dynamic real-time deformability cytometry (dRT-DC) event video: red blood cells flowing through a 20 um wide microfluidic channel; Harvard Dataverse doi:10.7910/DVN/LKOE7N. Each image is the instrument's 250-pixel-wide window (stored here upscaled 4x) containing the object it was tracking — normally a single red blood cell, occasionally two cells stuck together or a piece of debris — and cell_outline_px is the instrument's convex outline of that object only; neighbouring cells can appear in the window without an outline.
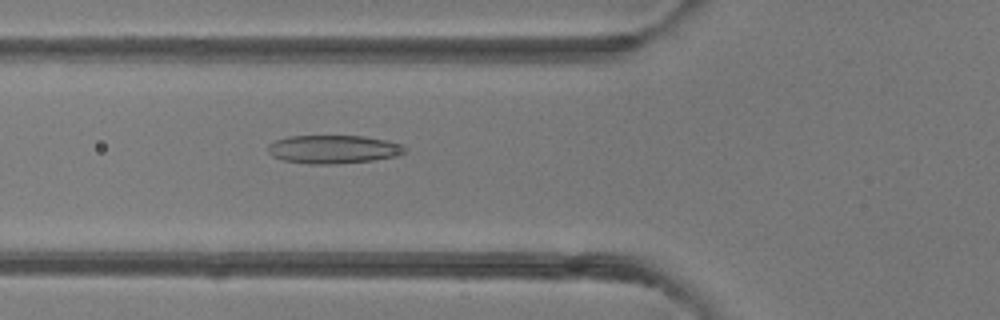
{"species": "common noctule bat (a hibernating species)", "species_latin": "Nyctalus noctula", "temperature_condition": "room temperature", "stored_images_in_passage": 49, "camera_frame_rate_fps": 3000, "um_per_image_px": 0.085, "animal": {"sex": "female"}, "frame": {"image": 1, "passage_image": 18, "time_ms": 5.667, "image_size_px": [1000, 320], "cell_outline_px": [[404, 152], [400, 156], [372, 160], [336, 164], [308, 164], [284, 160], [272, 156], [268, 152], [268, 144], [276, 140], [288, 136], [364, 136], [388, 140], [404, 144]], "centroid_in_image_um": [28.36, 12.69], "position_along_channel_um": 97.4, "area_um2": 22.77}}
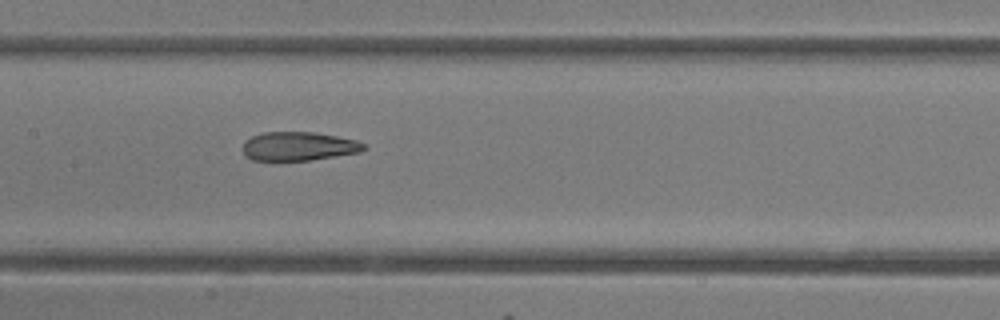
{"frame": {"image": 2, "passage_image": 24, "time_ms": 7.667, "image_size_px": [1000, 320], "cell_outline_px": [[368, 148], [360, 152], [308, 160], [252, 160], [244, 152], [244, 140], [252, 136], [264, 132], [316, 132], [356, 140], [368, 144]], "centroid_in_image_um": [25.43, 12.42], "position_along_channel_um": 182.0, "area_um2": 20.23}}
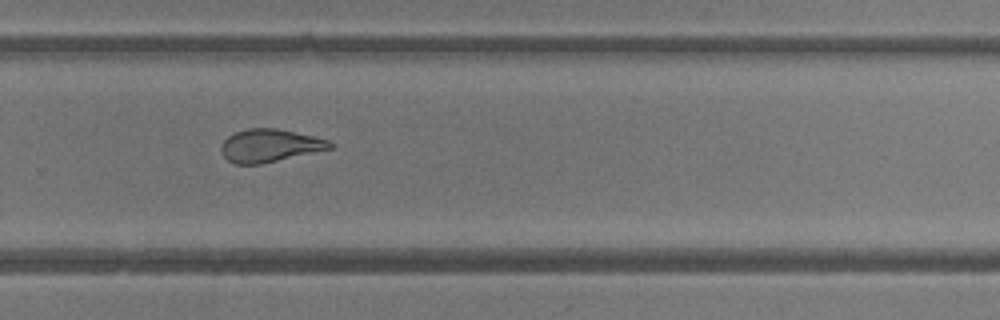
{"frame": {"image": 3, "passage_image": 33, "time_ms": 10.667, "image_size_px": [1000, 320], "cell_outline_px": [[336, 144], [332, 148], [260, 164], [236, 164], [228, 160], [224, 156], [220, 148], [224, 140], [228, 136], [236, 132], [248, 128], [276, 128], [312, 136], [328, 140]], "centroid_in_image_um": [22.92, 12.37], "position_along_channel_um": 306.9, "area_um2": 20.58}, "authors_computed_cell_mechanics": {"area_um2": 23.7558, "velocity_mm_per_s": 4.1795, "shape_relaxation_time_tau1_ms": null, "shape_relaxation_time_tau2_ms": 1.876, "deformation_change_tau1": null, "deformation_change_tau2": 0.0906}}